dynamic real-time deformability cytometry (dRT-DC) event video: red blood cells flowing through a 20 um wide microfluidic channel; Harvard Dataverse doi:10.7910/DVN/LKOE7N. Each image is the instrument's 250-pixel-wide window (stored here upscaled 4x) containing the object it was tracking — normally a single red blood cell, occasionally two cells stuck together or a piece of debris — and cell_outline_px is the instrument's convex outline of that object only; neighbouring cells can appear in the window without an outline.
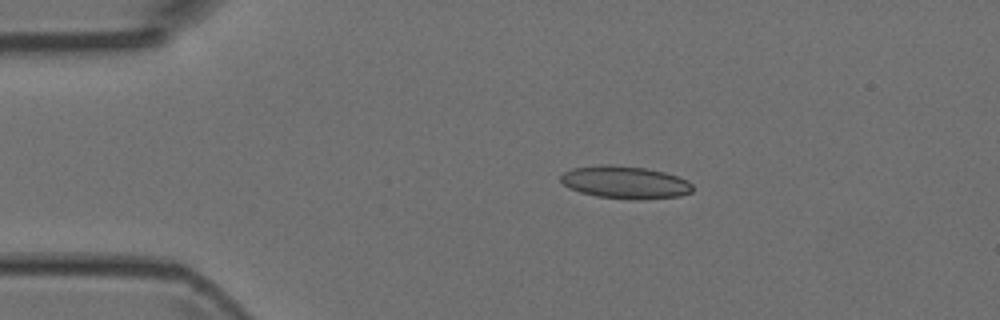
{"species": "Egyptian fruit bat (a non-hibernating species)", "species_latin": "Rousettus aegyptiacus", "temperature_condition": "room temperature", "stored_images_in_passage": 40, "camera_frame_rate_fps": 3000, "um_per_image_px": 0.085, "animal": {"sex": "female"}, "frame": {"image": 1, "passage_image": 1, "time_ms": 0.0, "image_size_px": [1000, 320], "cell_outline_px": [[692, 192], [680, 196], [640, 200], [632, 200], [596, 196], [580, 192], [568, 188], [560, 180], [560, 176], [564, 172], [572, 168], [604, 164], [612, 164], [644, 168], [664, 172], [688, 180], [692, 184]], "centroid_in_image_um": [53.12, 15.5], "position_along_channel_um": 31.9, "area_um2": 25.2}}
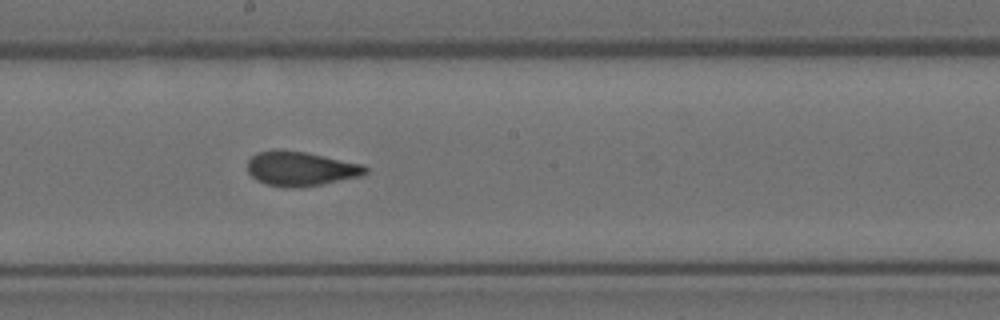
{"frame": {"image": 2, "passage_image": 18, "time_ms": 5.667, "image_size_px": [1000, 320], "cell_outline_px": [[368, 172], [360, 176], [320, 184], [296, 188], [288, 188], [264, 184], [256, 180], [248, 172], [248, 160], [256, 152], [272, 148], [280, 148], [304, 152], [364, 164], [368, 168]], "centroid_in_image_um": [25.51, 14.32], "position_along_channel_um": 222.7, "area_um2": 23.93}}
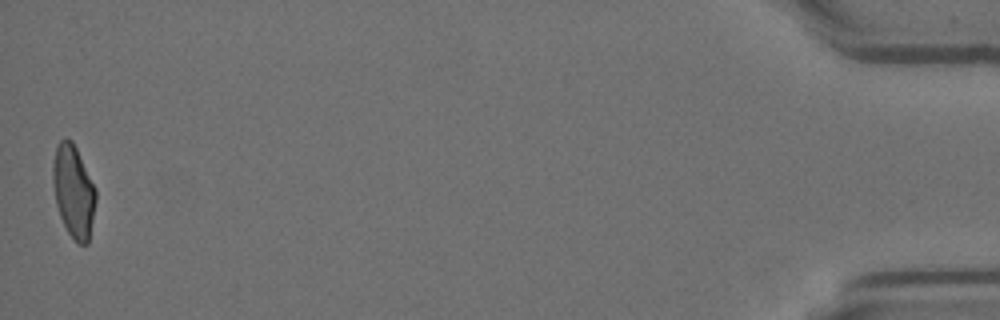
{"frame": {"image": 3, "passage_image": 40, "time_ms": 13.0, "image_size_px": [1000, 320], "cell_outline_px": [[96, 200], [88, 244], [80, 244], [68, 232], [60, 216], [56, 204], [52, 180], [52, 164], [56, 144], [64, 136], [68, 136], [72, 140], [96, 188]], "centroid_in_image_um": [6.23, 16.19], "position_along_channel_um": 429.0, "area_um2": 23.24}}